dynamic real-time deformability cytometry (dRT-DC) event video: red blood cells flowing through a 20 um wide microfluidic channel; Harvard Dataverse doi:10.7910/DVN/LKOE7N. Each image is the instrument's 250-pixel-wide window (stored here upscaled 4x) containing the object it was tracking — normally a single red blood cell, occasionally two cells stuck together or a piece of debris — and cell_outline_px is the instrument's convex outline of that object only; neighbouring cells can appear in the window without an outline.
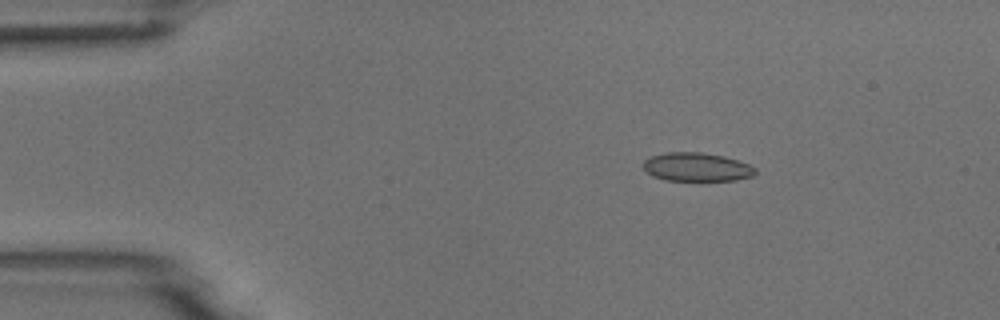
{"species": "common noctule bat (a hibernating species)", "species_latin": "Nyctalus noctula", "temperature_condition": "room temperature", "stored_images_in_passage": 5, "camera_frame_rate_fps": 3000, "um_per_image_px": 0.085, "animal": {"sex": "male", "body_mass_g": 18.8}, "frame": {"image": 1, "passage_image": 3, "time_ms": 2.0, "image_size_px": [1000, 320], "cell_outline_px": [[756, 172], [752, 176], [736, 180], [664, 180], [652, 176], [644, 168], [644, 160], [652, 156], [664, 152], [700, 152], [724, 156], [748, 164], [756, 168]], "centroid_in_image_um": [59.21, 14.19], "position_along_channel_um": 25.8, "area_um2": 18.55}}